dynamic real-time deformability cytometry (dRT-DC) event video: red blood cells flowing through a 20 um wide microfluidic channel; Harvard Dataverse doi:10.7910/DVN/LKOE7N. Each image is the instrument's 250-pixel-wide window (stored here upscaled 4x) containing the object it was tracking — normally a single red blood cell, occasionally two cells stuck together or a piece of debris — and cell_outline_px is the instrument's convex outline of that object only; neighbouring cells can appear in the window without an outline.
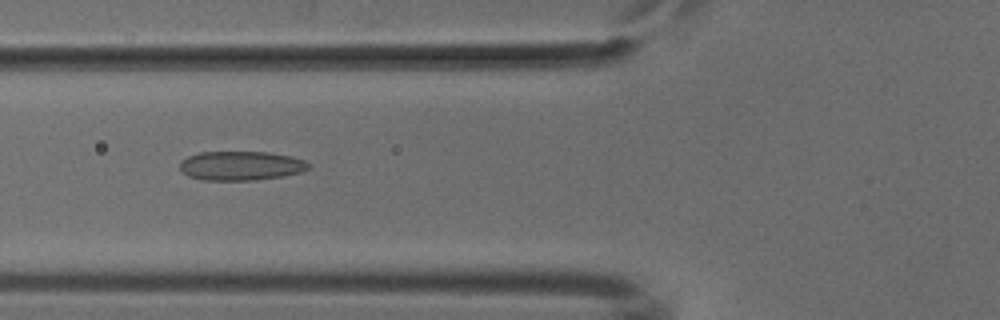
{"species": "common noctule bat (a hibernating species)", "species_latin": "Nyctalus noctula", "temperature_condition": "cold", "stored_images_in_passage": 52, "camera_frame_rate_fps": 3000, "um_per_image_px": 0.085, "animal": {"sex": "male", "body_mass_g": 18.8}, "frame": {"image": 1, "passage_image": 20, "time_ms": 6.333, "image_size_px": [1000, 320], "cell_outline_px": [[312, 164], [308, 168], [300, 172], [284, 176], [256, 180], [204, 180], [188, 176], [180, 168], [180, 160], [188, 156], [200, 152], [268, 152], [292, 156], [304, 160]], "centroid_in_image_um": [20.49, 14.08], "position_along_channel_um": 105.3, "area_um2": 21.96}}
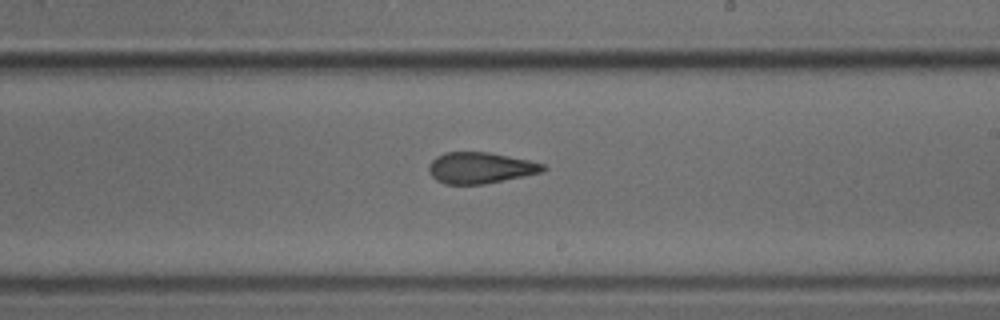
{"frame": {"image": 2, "passage_image": 31, "time_ms": 10.0, "image_size_px": [1000, 320], "cell_outline_px": [[548, 168], [544, 172], [484, 184], [444, 184], [436, 180], [428, 172], [428, 164], [436, 156], [444, 152], [488, 152], [528, 160], [544, 164]], "centroid_in_image_um": [40.81, 14.27], "position_along_channel_um": 248.2, "area_um2": 20.87}}
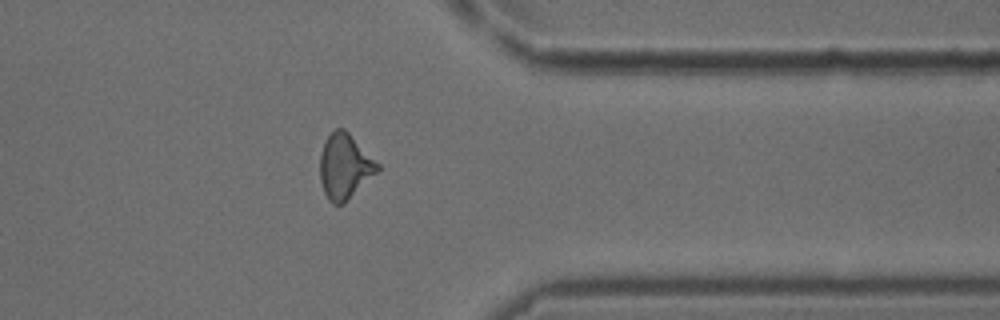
{"frame": {"image": 3, "passage_image": 42, "time_ms": 13.667, "image_size_px": [1000, 320], "cell_outline_px": [[380, 168], [344, 204], [332, 204], [328, 200], [324, 192], [320, 180], [320, 156], [324, 144], [328, 136], [336, 128], [344, 128], [380, 164]], "centroid_in_image_um": [29.29, 14.15], "position_along_channel_um": 382.1, "area_um2": 21.56}}